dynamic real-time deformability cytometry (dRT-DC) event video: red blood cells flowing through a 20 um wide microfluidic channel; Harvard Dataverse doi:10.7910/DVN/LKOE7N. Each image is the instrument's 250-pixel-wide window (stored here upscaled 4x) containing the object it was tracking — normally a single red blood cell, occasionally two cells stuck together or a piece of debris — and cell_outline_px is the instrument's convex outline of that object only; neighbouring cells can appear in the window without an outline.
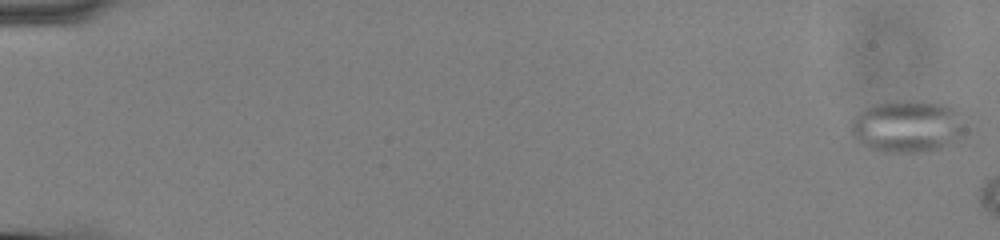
{"species": "common noctule bat (a hibernating species)", "species_latin": "Nyctalus noctula", "temperature_condition": "cold", "stored_images_in_passage": 10, "camera_frame_rate_fps": 3000, "um_per_image_px": 0.085, "animal": {"sex": "male", "body_mass_g": 13.0, "forearm_length_mm": 53.1}, "frame": {"image": 1, "passage_image": 1, "time_ms": 0.0, "image_size_px": [1000, 240], "cell_outline_px": [[968, 128], [964, 132], [952, 140], [936, 148], [920, 152], [884, 152], [868, 148], [860, 144], [852, 136], [852, 116], [864, 108], [872, 104], [896, 100], [916, 100], [944, 104], [952, 108], [956, 112]], "centroid_in_image_um": [77.04, 10.71], "position_along_channel_um": 8.0, "area_um2": 34.62}}